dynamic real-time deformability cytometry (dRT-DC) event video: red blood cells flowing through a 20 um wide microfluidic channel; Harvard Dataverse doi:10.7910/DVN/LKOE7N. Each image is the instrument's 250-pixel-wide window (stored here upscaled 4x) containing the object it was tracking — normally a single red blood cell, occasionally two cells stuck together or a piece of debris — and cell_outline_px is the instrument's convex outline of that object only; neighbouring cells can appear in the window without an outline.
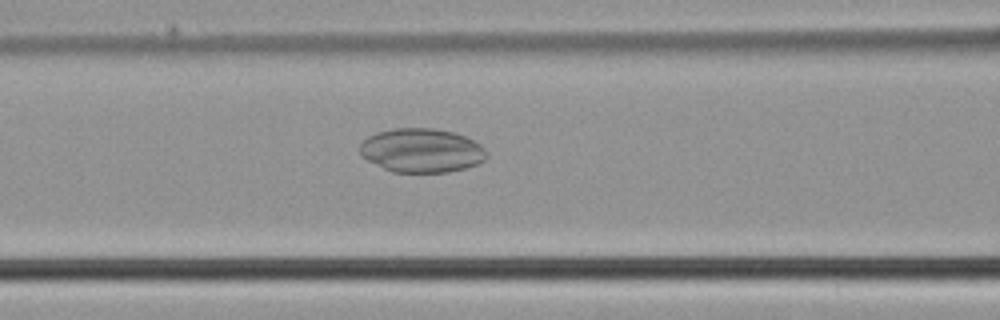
{"species": "common noctule bat (a hibernating species)", "species_latin": "Nyctalus noctula", "temperature_condition": "cold", "stored_images_in_passage": 39, "camera_frame_rate_fps": 3000, "um_per_image_px": 0.085, "animal": {"sex": "male", "body_mass_g": 21.5, "forearm_length_mm": 52.0}, "frame": {"image": 1, "passage_image": 10, "time_ms": 3.0, "image_size_px": [1000, 320], "cell_outline_px": [[488, 156], [484, 160], [476, 164], [464, 168], [448, 172], [392, 172], [368, 160], [360, 152], [360, 144], [368, 136], [376, 132], [392, 128], [432, 128], [452, 132], [464, 136], [480, 144], [488, 152]], "centroid_in_image_um": [35.84, 12.78], "position_along_channel_um": 130.8, "area_um2": 32.37}}
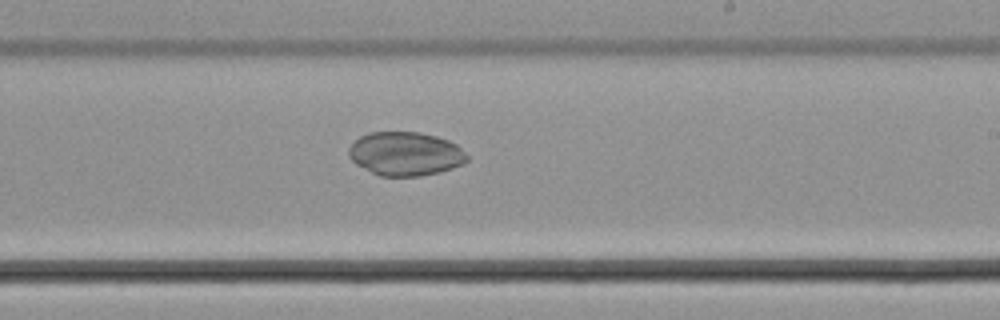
{"frame": {"image": 2, "passage_image": 19, "time_ms": 6.0, "image_size_px": [1000, 320], "cell_outline_px": [[468, 160], [464, 164], [440, 172], [420, 176], [380, 176], [356, 164], [348, 156], [348, 148], [360, 136], [368, 132], [420, 132], [436, 136], [448, 140], [456, 144], [468, 156]], "centroid_in_image_um": [34.46, 13.07], "position_along_channel_um": 254.5, "area_um2": 30.23}}
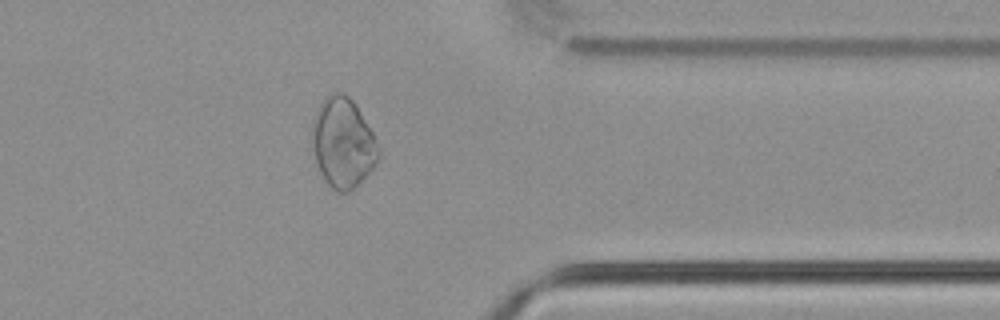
{"frame": {"image": 3, "passage_image": 29, "time_ms": 9.333, "image_size_px": [1000, 320], "cell_outline_px": [[380, 156], [372, 168], [348, 192], [336, 192], [324, 180], [316, 164], [312, 140], [312, 120], [324, 96], [336, 92], [344, 92], [356, 104], [372, 132], [380, 152]], "centroid_in_image_um": [29.12, 12.11], "position_along_channel_um": 382.3, "area_um2": 34.51}}